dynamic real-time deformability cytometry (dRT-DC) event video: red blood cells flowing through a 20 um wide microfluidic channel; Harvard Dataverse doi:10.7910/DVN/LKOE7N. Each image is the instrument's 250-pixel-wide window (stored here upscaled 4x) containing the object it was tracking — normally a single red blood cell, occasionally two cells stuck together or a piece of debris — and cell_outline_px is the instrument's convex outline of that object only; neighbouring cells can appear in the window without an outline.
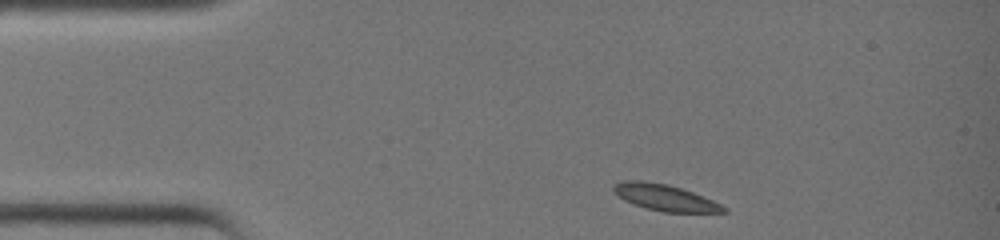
{"species": "common noctule bat (a hibernating species)", "species_latin": "Nyctalus noctula", "temperature_condition": "warm", "stored_images_in_passage": 30, "camera_frame_rate_fps": 3000, "um_per_image_px": 0.085, "animal": {"sex": "female", "body_mass_g": 19.0, "forearm_length_mm": 51.5}, "frame": {"image": 1, "passage_image": 1, "time_ms": 0.0, "image_size_px": [1000, 240], "cell_outline_px": [[728, 212], [664, 212], [644, 208], [624, 200], [612, 192], [612, 184], [620, 180], [644, 180], [668, 184], [704, 196], [728, 208]], "centroid_in_image_um": [56.46, 16.78], "position_along_channel_um": 28.5, "area_um2": 17.11}}
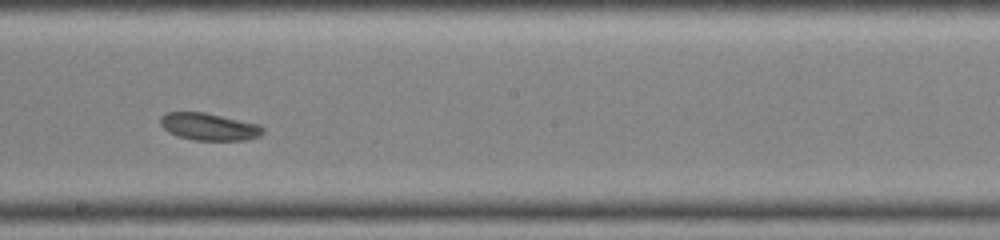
{"frame": {"image": 2, "passage_image": 17, "time_ms": 5.333, "image_size_px": [1000, 240], "cell_outline_px": [[264, 132], [260, 136], [244, 140], [192, 140], [176, 136], [168, 132], [160, 124], [160, 116], [168, 112], [204, 112], [260, 124], [264, 128]], "centroid_in_image_um": [17.76, 10.77], "position_along_channel_um": 230.4, "area_um2": 16.42}}
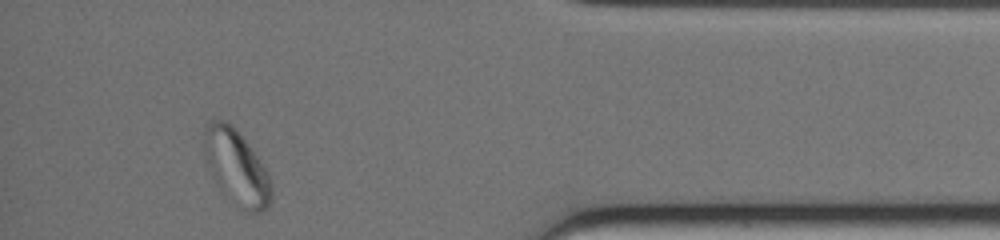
{"frame": {"image": 3, "passage_image": 30, "time_ms": 9.667, "image_size_px": [1000, 240], "cell_outline_px": [[272, 200], [268, 208], [260, 212], [244, 212], [216, 184], [212, 176], [204, 152], [204, 124], [212, 120], [224, 120], [232, 124], [236, 128], [264, 164], [268, 172], [272, 184]], "centroid_in_image_um": [20.13, 14.21], "position_along_channel_um": 415.1, "area_um2": 29.59}}